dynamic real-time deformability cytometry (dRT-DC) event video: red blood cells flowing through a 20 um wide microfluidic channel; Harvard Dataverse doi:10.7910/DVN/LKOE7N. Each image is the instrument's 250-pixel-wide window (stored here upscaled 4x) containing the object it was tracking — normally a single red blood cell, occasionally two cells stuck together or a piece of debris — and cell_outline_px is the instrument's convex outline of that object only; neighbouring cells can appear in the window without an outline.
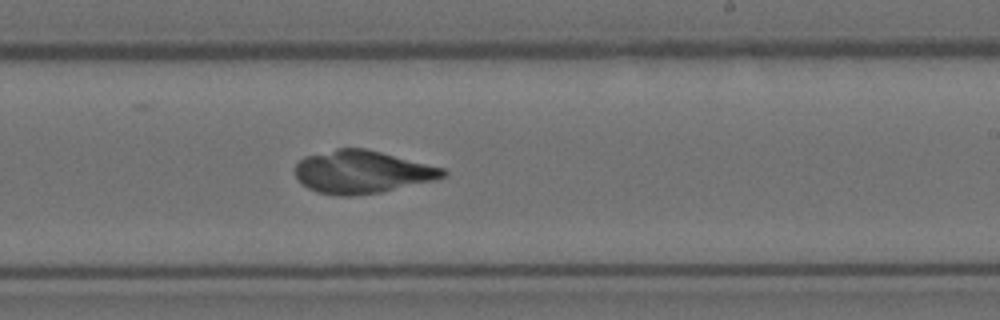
{"species": "Egyptian fruit bat (a non-hibernating species)", "species_latin": "Rousettus aegyptiacus", "temperature_condition": "room temperature", "stored_images_in_passage": 35, "camera_frame_rate_fps": 3000, "um_per_image_px": 0.085, "animal": {"sex": "female"}, "frame": {"image": 1, "passage_image": 16, "time_ms": 5.0, "image_size_px": [1000, 320], "cell_outline_px": [[448, 172], [444, 176], [432, 180], [380, 192], [352, 196], [336, 196], [316, 192], [308, 188], [296, 176], [296, 164], [304, 156], [336, 148], [364, 148], [444, 168]], "centroid_in_image_um": [30.73, 14.61], "position_along_channel_um": 258.3, "area_um2": 36.47}}
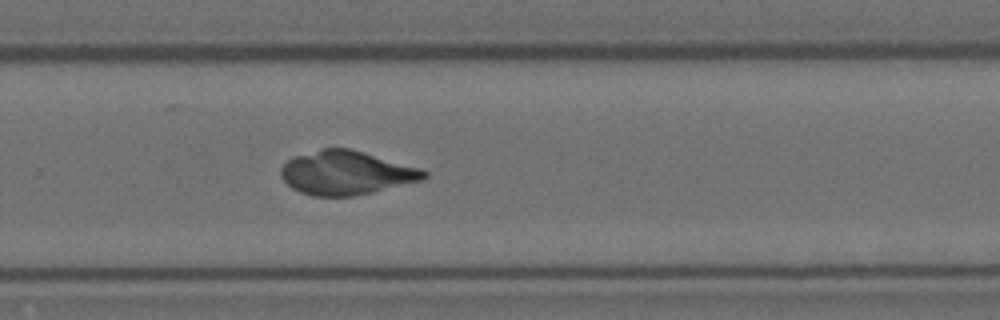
{"frame": {"image": 2, "passage_image": 19, "time_ms": 6.0, "image_size_px": [1000, 320], "cell_outline_px": [[428, 176], [424, 180], [372, 192], [352, 196], [312, 196], [300, 192], [292, 188], [280, 176], [280, 168], [292, 156], [324, 148], [352, 148], [420, 168], [428, 172]], "centroid_in_image_um": [29.43, 14.68], "position_along_channel_um": 300.4, "area_um2": 36.7}}
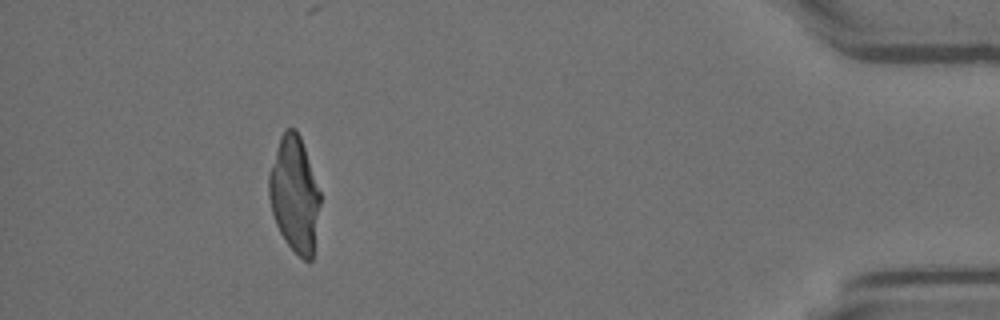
{"frame": {"image": 3, "passage_image": 31, "time_ms": 10.0, "image_size_px": [1000, 320], "cell_outline_px": [[320, 204], [312, 260], [304, 260], [284, 240], [276, 224], [272, 212], [268, 196], [268, 176], [280, 136], [284, 128], [296, 128], [300, 136], [320, 192]], "centroid_in_image_um": [25.01, 16.5], "position_along_channel_um": 410.2, "area_um2": 34.22}}